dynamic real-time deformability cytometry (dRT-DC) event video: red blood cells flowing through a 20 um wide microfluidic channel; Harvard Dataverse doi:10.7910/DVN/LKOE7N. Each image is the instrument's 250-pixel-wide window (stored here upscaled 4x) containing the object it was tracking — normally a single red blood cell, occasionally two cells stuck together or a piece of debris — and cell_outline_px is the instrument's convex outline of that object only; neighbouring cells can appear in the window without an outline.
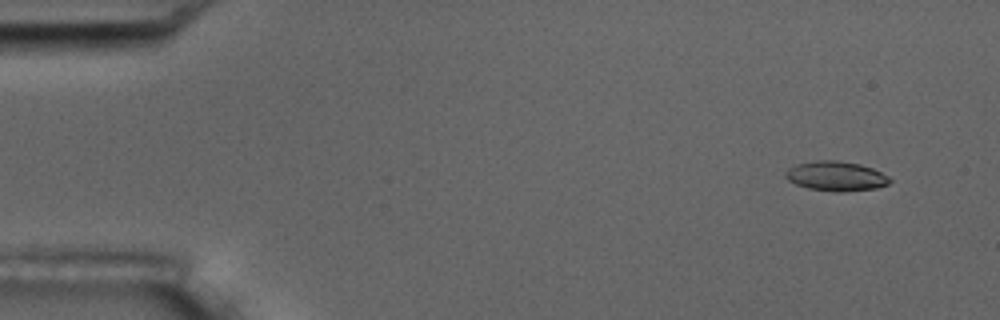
{"species": "common noctule bat (a hibernating species)", "species_latin": "Nyctalus noctula", "temperature_condition": "room temperature", "stored_images_in_passage": 5, "camera_frame_rate_fps": 3000, "um_per_image_px": 0.085, "animal": {"sex": "male", "body_mass_g": 17.5, "forearm_length_mm": 52.3}, "frame": {"image": 1, "passage_image": 1, "time_ms": 0.0, "image_size_px": [1000, 320], "cell_outline_px": [[892, 180], [888, 184], [876, 188], [840, 192], [836, 192], [808, 188], [796, 184], [788, 180], [784, 176], [784, 172], [788, 168], [796, 164], [816, 160], [836, 160], [860, 164], [872, 168], [888, 176]], "centroid_in_image_um": [71.03, 14.96], "position_along_channel_um": 14.0, "area_um2": 18.03}}
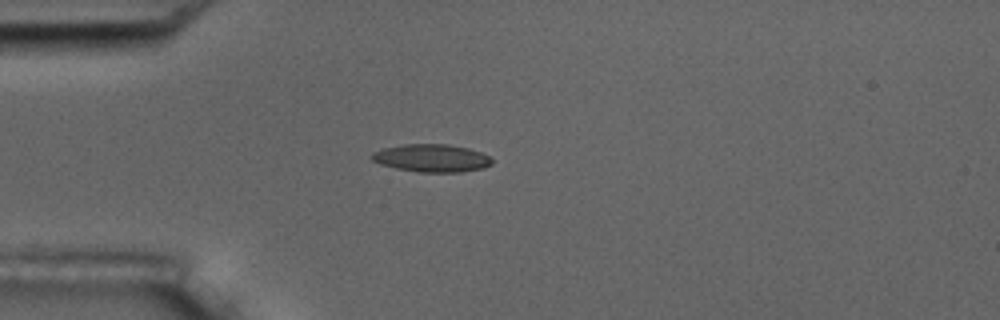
{"frame": {"image": 2, "passage_image": 4, "time_ms": 3.667, "image_size_px": [1000, 320], "cell_outline_px": [[492, 164], [484, 168], [460, 172], [420, 172], [396, 168], [380, 164], [372, 160], [368, 156], [372, 152], [384, 148], [404, 144], [448, 144], [468, 148], [480, 152], [488, 156], [492, 160]], "centroid_in_image_um": [36.67, 13.43], "position_along_channel_um": 48.3, "area_um2": 19.48}}